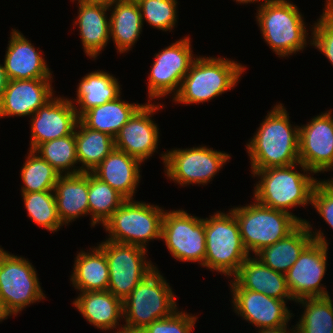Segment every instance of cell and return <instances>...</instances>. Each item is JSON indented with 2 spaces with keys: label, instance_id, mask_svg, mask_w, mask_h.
I'll return each instance as SVG.
<instances>
[{
  "label": "cell",
  "instance_id": "cell-11",
  "mask_svg": "<svg viewBox=\"0 0 333 333\" xmlns=\"http://www.w3.org/2000/svg\"><path fill=\"white\" fill-rule=\"evenodd\" d=\"M0 246V299L6 311L16 317L27 306L45 300L36 268L28 258L14 255Z\"/></svg>",
  "mask_w": 333,
  "mask_h": 333
},
{
  "label": "cell",
  "instance_id": "cell-10",
  "mask_svg": "<svg viewBox=\"0 0 333 333\" xmlns=\"http://www.w3.org/2000/svg\"><path fill=\"white\" fill-rule=\"evenodd\" d=\"M160 156L167 180L180 187L207 185L231 159L229 153L206 145L185 149L176 147L162 152Z\"/></svg>",
  "mask_w": 333,
  "mask_h": 333
},
{
  "label": "cell",
  "instance_id": "cell-44",
  "mask_svg": "<svg viewBox=\"0 0 333 333\" xmlns=\"http://www.w3.org/2000/svg\"><path fill=\"white\" fill-rule=\"evenodd\" d=\"M233 1H235L236 3H237V5L238 4H240V5H244V4H253V3H259L260 1H264V0H233Z\"/></svg>",
  "mask_w": 333,
  "mask_h": 333
},
{
  "label": "cell",
  "instance_id": "cell-34",
  "mask_svg": "<svg viewBox=\"0 0 333 333\" xmlns=\"http://www.w3.org/2000/svg\"><path fill=\"white\" fill-rule=\"evenodd\" d=\"M60 175L79 173L75 132L71 135L46 141L34 150Z\"/></svg>",
  "mask_w": 333,
  "mask_h": 333
},
{
  "label": "cell",
  "instance_id": "cell-33",
  "mask_svg": "<svg viewBox=\"0 0 333 333\" xmlns=\"http://www.w3.org/2000/svg\"><path fill=\"white\" fill-rule=\"evenodd\" d=\"M303 308L296 321V333H333V300L331 296L304 298L296 301Z\"/></svg>",
  "mask_w": 333,
  "mask_h": 333
},
{
  "label": "cell",
  "instance_id": "cell-21",
  "mask_svg": "<svg viewBox=\"0 0 333 333\" xmlns=\"http://www.w3.org/2000/svg\"><path fill=\"white\" fill-rule=\"evenodd\" d=\"M71 2L78 5V14L73 21V27L76 26L79 29V37L85 55L95 61L111 42L109 18L107 17L109 5L82 0H71Z\"/></svg>",
  "mask_w": 333,
  "mask_h": 333
},
{
  "label": "cell",
  "instance_id": "cell-28",
  "mask_svg": "<svg viewBox=\"0 0 333 333\" xmlns=\"http://www.w3.org/2000/svg\"><path fill=\"white\" fill-rule=\"evenodd\" d=\"M86 252L80 249L74 258L70 285L78 292L105 291L109 284V266L105 253L92 246Z\"/></svg>",
  "mask_w": 333,
  "mask_h": 333
},
{
  "label": "cell",
  "instance_id": "cell-17",
  "mask_svg": "<svg viewBox=\"0 0 333 333\" xmlns=\"http://www.w3.org/2000/svg\"><path fill=\"white\" fill-rule=\"evenodd\" d=\"M333 110L299 126V162L314 174L333 171Z\"/></svg>",
  "mask_w": 333,
  "mask_h": 333
},
{
  "label": "cell",
  "instance_id": "cell-38",
  "mask_svg": "<svg viewBox=\"0 0 333 333\" xmlns=\"http://www.w3.org/2000/svg\"><path fill=\"white\" fill-rule=\"evenodd\" d=\"M316 21L310 25L312 46L333 65V0H325L323 12Z\"/></svg>",
  "mask_w": 333,
  "mask_h": 333
},
{
  "label": "cell",
  "instance_id": "cell-25",
  "mask_svg": "<svg viewBox=\"0 0 333 333\" xmlns=\"http://www.w3.org/2000/svg\"><path fill=\"white\" fill-rule=\"evenodd\" d=\"M243 289L263 293L280 300H293L287 287L286 276L267 267L250 255L232 277Z\"/></svg>",
  "mask_w": 333,
  "mask_h": 333
},
{
  "label": "cell",
  "instance_id": "cell-3",
  "mask_svg": "<svg viewBox=\"0 0 333 333\" xmlns=\"http://www.w3.org/2000/svg\"><path fill=\"white\" fill-rule=\"evenodd\" d=\"M256 9L255 20L263 41L277 57L289 58L303 52L307 45L312 46V35L309 36L306 25L308 23L291 0H264Z\"/></svg>",
  "mask_w": 333,
  "mask_h": 333
},
{
  "label": "cell",
  "instance_id": "cell-14",
  "mask_svg": "<svg viewBox=\"0 0 333 333\" xmlns=\"http://www.w3.org/2000/svg\"><path fill=\"white\" fill-rule=\"evenodd\" d=\"M161 240L179 262L204 264L206 254L205 218L184 209L165 210Z\"/></svg>",
  "mask_w": 333,
  "mask_h": 333
},
{
  "label": "cell",
  "instance_id": "cell-4",
  "mask_svg": "<svg viewBox=\"0 0 333 333\" xmlns=\"http://www.w3.org/2000/svg\"><path fill=\"white\" fill-rule=\"evenodd\" d=\"M246 69L240 62L227 57L199 55L183 77L172 102L186 106L209 102L235 88Z\"/></svg>",
  "mask_w": 333,
  "mask_h": 333
},
{
  "label": "cell",
  "instance_id": "cell-16",
  "mask_svg": "<svg viewBox=\"0 0 333 333\" xmlns=\"http://www.w3.org/2000/svg\"><path fill=\"white\" fill-rule=\"evenodd\" d=\"M163 105L160 102L156 104V101L143 103L115 136V149L126 152L142 163L155 152L158 153L160 129L152 117L156 111L165 108Z\"/></svg>",
  "mask_w": 333,
  "mask_h": 333
},
{
  "label": "cell",
  "instance_id": "cell-29",
  "mask_svg": "<svg viewBox=\"0 0 333 333\" xmlns=\"http://www.w3.org/2000/svg\"><path fill=\"white\" fill-rule=\"evenodd\" d=\"M313 240L305 223H301L287 237L266 246L254 256L272 270L286 274L298 260L303 249Z\"/></svg>",
  "mask_w": 333,
  "mask_h": 333
},
{
  "label": "cell",
  "instance_id": "cell-13",
  "mask_svg": "<svg viewBox=\"0 0 333 333\" xmlns=\"http://www.w3.org/2000/svg\"><path fill=\"white\" fill-rule=\"evenodd\" d=\"M191 40L186 35L154 54L147 80L148 102L162 99L169 94H172L173 99L177 95L183 77L198 56L193 54Z\"/></svg>",
  "mask_w": 333,
  "mask_h": 333
},
{
  "label": "cell",
  "instance_id": "cell-22",
  "mask_svg": "<svg viewBox=\"0 0 333 333\" xmlns=\"http://www.w3.org/2000/svg\"><path fill=\"white\" fill-rule=\"evenodd\" d=\"M76 297L72 304L86 322L104 332L124 333L122 300L108 290L79 292Z\"/></svg>",
  "mask_w": 333,
  "mask_h": 333
},
{
  "label": "cell",
  "instance_id": "cell-6",
  "mask_svg": "<svg viewBox=\"0 0 333 333\" xmlns=\"http://www.w3.org/2000/svg\"><path fill=\"white\" fill-rule=\"evenodd\" d=\"M213 213L205 218L206 254L201 267L232 278L250 255L234 213L230 209Z\"/></svg>",
  "mask_w": 333,
  "mask_h": 333
},
{
  "label": "cell",
  "instance_id": "cell-31",
  "mask_svg": "<svg viewBox=\"0 0 333 333\" xmlns=\"http://www.w3.org/2000/svg\"><path fill=\"white\" fill-rule=\"evenodd\" d=\"M74 132L79 173L92 172L115 149L112 136L90 129L80 121Z\"/></svg>",
  "mask_w": 333,
  "mask_h": 333
},
{
  "label": "cell",
  "instance_id": "cell-24",
  "mask_svg": "<svg viewBox=\"0 0 333 333\" xmlns=\"http://www.w3.org/2000/svg\"><path fill=\"white\" fill-rule=\"evenodd\" d=\"M54 197L63 225L88 216V172L60 175L54 186Z\"/></svg>",
  "mask_w": 333,
  "mask_h": 333
},
{
  "label": "cell",
  "instance_id": "cell-27",
  "mask_svg": "<svg viewBox=\"0 0 333 333\" xmlns=\"http://www.w3.org/2000/svg\"><path fill=\"white\" fill-rule=\"evenodd\" d=\"M119 79L104 70H95L87 73L79 80L76 98H69L75 106L78 117L85 111L114 100L122 95Z\"/></svg>",
  "mask_w": 333,
  "mask_h": 333
},
{
  "label": "cell",
  "instance_id": "cell-8",
  "mask_svg": "<svg viewBox=\"0 0 333 333\" xmlns=\"http://www.w3.org/2000/svg\"><path fill=\"white\" fill-rule=\"evenodd\" d=\"M245 205L233 206L230 210L235 215L249 255L287 237L301 224L293 215L263 206L255 200Z\"/></svg>",
  "mask_w": 333,
  "mask_h": 333
},
{
  "label": "cell",
  "instance_id": "cell-12",
  "mask_svg": "<svg viewBox=\"0 0 333 333\" xmlns=\"http://www.w3.org/2000/svg\"><path fill=\"white\" fill-rule=\"evenodd\" d=\"M97 246L105 253L109 266L108 291L124 301L157 265L147 259L148 249L137 245L103 240Z\"/></svg>",
  "mask_w": 333,
  "mask_h": 333
},
{
  "label": "cell",
  "instance_id": "cell-1",
  "mask_svg": "<svg viewBox=\"0 0 333 333\" xmlns=\"http://www.w3.org/2000/svg\"><path fill=\"white\" fill-rule=\"evenodd\" d=\"M287 108L277 103L246 143L251 171L299 163V125L291 124Z\"/></svg>",
  "mask_w": 333,
  "mask_h": 333
},
{
  "label": "cell",
  "instance_id": "cell-19",
  "mask_svg": "<svg viewBox=\"0 0 333 333\" xmlns=\"http://www.w3.org/2000/svg\"><path fill=\"white\" fill-rule=\"evenodd\" d=\"M53 79L9 80L0 100V119L30 118L55 95Z\"/></svg>",
  "mask_w": 333,
  "mask_h": 333
},
{
  "label": "cell",
  "instance_id": "cell-30",
  "mask_svg": "<svg viewBox=\"0 0 333 333\" xmlns=\"http://www.w3.org/2000/svg\"><path fill=\"white\" fill-rule=\"evenodd\" d=\"M121 95L114 100L85 111L79 121L86 127L106 133L113 138L122 126L143 105L137 102L129 103L121 99Z\"/></svg>",
  "mask_w": 333,
  "mask_h": 333
},
{
  "label": "cell",
  "instance_id": "cell-40",
  "mask_svg": "<svg viewBox=\"0 0 333 333\" xmlns=\"http://www.w3.org/2000/svg\"><path fill=\"white\" fill-rule=\"evenodd\" d=\"M311 206L333 230V182L320 179L314 186Z\"/></svg>",
  "mask_w": 333,
  "mask_h": 333
},
{
  "label": "cell",
  "instance_id": "cell-41",
  "mask_svg": "<svg viewBox=\"0 0 333 333\" xmlns=\"http://www.w3.org/2000/svg\"><path fill=\"white\" fill-rule=\"evenodd\" d=\"M288 326V327H287ZM292 327V329H291ZM289 328V325H284L280 327H275V328H263V329H258V333H296L295 326H291Z\"/></svg>",
  "mask_w": 333,
  "mask_h": 333
},
{
  "label": "cell",
  "instance_id": "cell-37",
  "mask_svg": "<svg viewBox=\"0 0 333 333\" xmlns=\"http://www.w3.org/2000/svg\"><path fill=\"white\" fill-rule=\"evenodd\" d=\"M143 25L146 21L154 29L172 32L177 27L178 0H136Z\"/></svg>",
  "mask_w": 333,
  "mask_h": 333
},
{
  "label": "cell",
  "instance_id": "cell-42",
  "mask_svg": "<svg viewBox=\"0 0 333 333\" xmlns=\"http://www.w3.org/2000/svg\"><path fill=\"white\" fill-rule=\"evenodd\" d=\"M8 81H9V79H8L6 71H5V66L3 64H0V100L6 89Z\"/></svg>",
  "mask_w": 333,
  "mask_h": 333
},
{
  "label": "cell",
  "instance_id": "cell-7",
  "mask_svg": "<svg viewBox=\"0 0 333 333\" xmlns=\"http://www.w3.org/2000/svg\"><path fill=\"white\" fill-rule=\"evenodd\" d=\"M164 213L157 204L126 200L102 225L109 234L105 240L147 249L149 242L161 240Z\"/></svg>",
  "mask_w": 333,
  "mask_h": 333
},
{
  "label": "cell",
  "instance_id": "cell-5",
  "mask_svg": "<svg viewBox=\"0 0 333 333\" xmlns=\"http://www.w3.org/2000/svg\"><path fill=\"white\" fill-rule=\"evenodd\" d=\"M163 275L156 267L123 301L124 333L140 332L178 309L176 295Z\"/></svg>",
  "mask_w": 333,
  "mask_h": 333
},
{
  "label": "cell",
  "instance_id": "cell-45",
  "mask_svg": "<svg viewBox=\"0 0 333 333\" xmlns=\"http://www.w3.org/2000/svg\"><path fill=\"white\" fill-rule=\"evenodd\" d=\"M82 1H85V2H94V3H104V4H107V5H110V4H112L116 0H82Z\"/></svg>",
  "mask_w": 333,
  "mask_h": 333
},
{
  "label": "cell",
  "instance_id": "cell-26",
  "mask_svg": "<svg viewBox=\"0 0 333 333\" xmlns=\"http://www.w3.org/2000/svg\"><path fill=\"white\" fill-rule=\"evenodd\" d=\"M110 39L115 44L116 52L128 53L144 27L139 5L136 0H116L109 5Z\"/></svg>",
  "mask_w": 333,
  "mask_h": 333
},
{
  "label": "cell",
  "instance_id": "cell-23",
  "mask_svg": "<svg viewBox=\"0 0 333 333\" xmlns=\"http://www.w3.org/2000/svg\"><path fill=\"white\" fill-rule=\"evenodd\" d=\"M143 163L126 152L114 149L92 173L109 184L126 200H134L141 182ZM134 196V197H133Z\"/></svg>",
  "mask_w": 333,
  "mask_h": 333
},
{
  "label": "cell",
  "instance_id": "cell-20",
  "mask_svg": "<svg viewBox=\"0 0 333 333\" xmlns=\"http://www.w3.org/2000/svg\"><path fill=\"white\" fill-rule=\"evenodd\" d=\"M7 49L4 55V66L9 80L53 79L44 53L34 47L18 29H11Z\"/></svg>",
  "mask_w": 333,
  "mask_h": 333
},
{
  "label": "cell",
  "instance_id": "cell-36",
  "mask_svg": "<svg viewBox=\"0 0 333 333\" xmlns=\"http://www.w3.org/2000/svg\"><path fill=\"white\" fill-rule=\"evenodd\" d=\"M27 216L34 224L49 232H57L62 226L57 213L54 191L21 193Z\"/></svg>",
  "mask_w": 333,
  "mask_h": 333
},
{
  "label": "cell",
  "instance_id": "cell-32",
  "mask_svg": "<svg viewBox=\"0 0 333 333\" xmlns=\"http://www.w3.org/2000/svg\"><path fill=\"white\" fill-rule=\"evenodd\" d=\"M126 201L109 184L88 172V204L90 227L103 225L105 221Z\"/></svg>",
  "mask_w": 333,
  "mask_h": 333
},
{
  "label": "cell",
  "instance_id": "cell-39",
  "mask_svg": "<svg viewBox=\"0 0 333 333\" xmlns=\"http://www.w3.org/2000/svg\"><path fill=\"white\" fill-rule=\"evenodd\" d=\"M197 315L187 313L180 308L175 310L169 317L153 321L147 325L141 333H191L194 332Z\"/></svg>",
  "mask_w": 333,
  "mask_h": 333
},
{
  "label": "cell",
  "instance_id": "cell-18",
  "mask_svg": "<svg viewBox=\"0 0 333 333\" xmlns=\"http://www.w3.org/2000/svg\"><path fill=\"white\" fill-rule=\"evenodd\" d=\"M29 150L49 140L74 133L79 117L69 97L54 96L31 117Z\"/></svg>",
  "mask_w": 333,
  "mask_h": 333
},
{
  "label": "cell",
  "instance_id": "cell-35",
  "mask_svg": "<svg viewBox=\"0 0 333 333\" xmlns=\"http://www.w3.org/2000/svg\"><path fill=\"white\" fill-rule=\"evenodd\" d=\"M20 171L21 193L54 191L60 174L33 150H28Z\"/></svg>",
  "mask_w": 333,
  "mask_h": 333
},
{
  "label": "cell",
  "instance_id": "cell-9",
  "mask_svg": "<svg viewBox=\"0 0 333 333\" xmlns=\"http://www.w3.org/2000/svg\"><path fill=\"white\" fill-rule=\"evenodd\" d=\"M313 240L300 253L298 260L287 271L286 283L293 300L330 296L327 286L322 284L328 264L329 244L321 228L318 230L306 220ZM314 229V230H313ZM316 229V230H315ZM322 230V231H321Z\"/></svg>",
  "mask_w": 333,
  "mask_h": 333
},
{
  "label": "cell",
  "instance_id": "cell-15",
  "mask_svg": "<svg viewBox=\"0 0 333 333\" xmlns=\"http://www.w3.org/2000/svg\"><path fill=\"white\" fill-rule=\"evenodd\" d=\"M229 288L232 295L233 312L242 320L255 327L275 328L289 324L295 316L287 306V301L269 297L263 293L243 289L233 278H230Z\"/></svg>",
  "mask_w": 333,
  "mask_h": 333
},
{
  "label": "cell",
  "instance_id": "cell-43",
  "mask_svg": "<svg viewBox=\"0 0 333 333\" xmlns=\"http://www.w3.org/2000/svg\"><path fill=\"white\" fill-rule=\"evenodd\" d=\"M8 317H11V315L6 311L2 301L0 299V322L8 319Z\"/></svg>",
  "mask_w": 333,
  "mask_h": 333
},
{
  "label": "cell",
  "instance_id": "cell-2",
  "mask_svg": "<svg viewBox=\"0 0 333 333\" xmlns=\"http://www.w3.org/2000/svg\"><path fill=\"white\" fill-rule=\"evenodd\" d=\"M251 175L258 180L252 192L257 203L287 212L300 223L307 220L294 215L291 209L311 205L312 192L320 178H314L315 174L302 163L251 171Z\"/></svg>",
  "mask_w": 333,
  "mask_h": 333
}]
</instances>
